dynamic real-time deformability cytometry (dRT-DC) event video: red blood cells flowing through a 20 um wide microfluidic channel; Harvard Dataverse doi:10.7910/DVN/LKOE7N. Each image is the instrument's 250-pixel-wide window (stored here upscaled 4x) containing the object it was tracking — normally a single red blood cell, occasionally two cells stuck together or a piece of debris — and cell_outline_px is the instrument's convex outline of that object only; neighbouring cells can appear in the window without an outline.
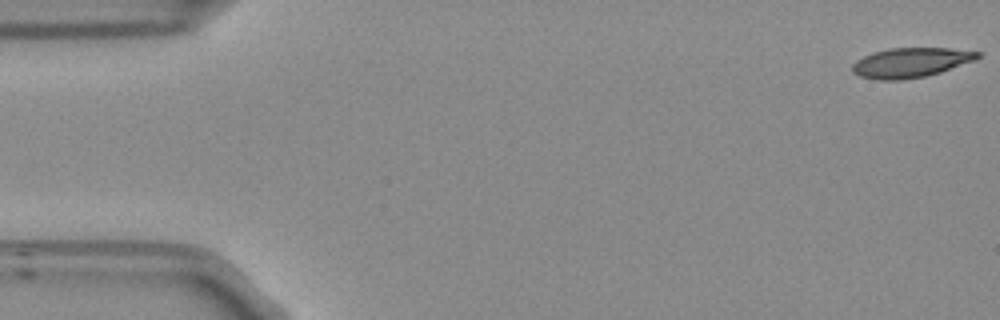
{"species": "Egyptian fruit bat (a non-hibernating species)", "species_latin": "Rousettus aegyptiacus", "temperature_condition": "room temperature", "stored_images_in_passage": 53, "camera_frame_rate_fps": 3000, "um_per_image_px": 0.085, "frame": {"image": 1, "passage_image": 1, "time_ms": 0.0, "image_size_px": [1000, 320], "cell_outline_px": [[980, 56], [976, 60], [940, 72], [924, 76], [900, 80], [876, 80], [860, 76], [852, 72], [852, 64], [856, 60], [864, 56], [888, 48], [948, 48], [980, 52]], "centroid_in_image_um": [77.4, 5.32], "position_along_channel_um": 7.6, "area_um2": 21.56}}
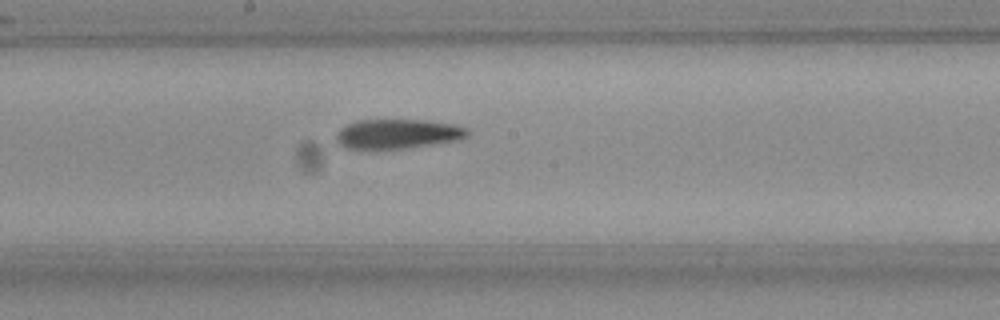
{"frame": {"image": 2, "passage_image": 28, "time_ms": 9.0, "image_size_px": [1000, 320], "cell_outline_px": [[472, 132], [468, 136], [460, 140], [412, 148], [376, 152], [344, 148], [336, 144], [336, 132], [340, 128], [356, 120], [428, 120], [460, 124], [468, 128]], "centroid_in_image_um": [33.81, 11.42], "position_along_channel_um": 214.4, "area_um2": 24.16}}
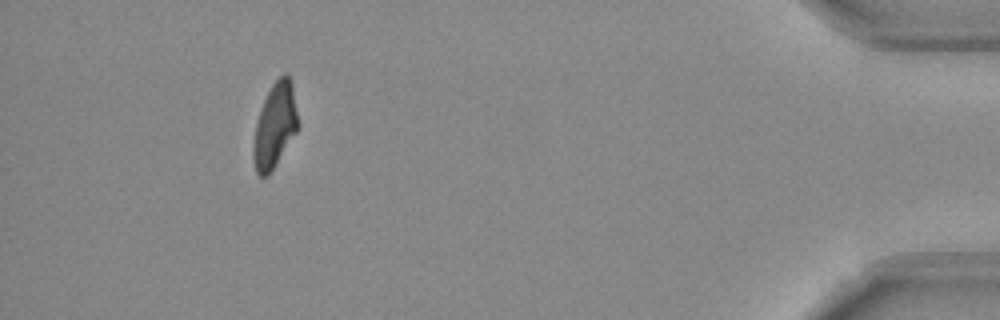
{"frame": {"image": 3, "passage_image": 49, "time_ms": 16.0, "image_size_px": [1000, 320], "cell_outline_px": [[300, 124], [296, 132], [276, 164], [268, 176], [260, 176], [256, 172], [252, 156], [252, 144], [256, 120], [264, 100], [272, 84], [284, 72], [288, 72], [292, 80]], "centroid_in_image_um": [23.37, 10.64], "position_along_channel_um": 411.8, "area_um2": 22.43}, "authors_computed_cell_mechanics": {"area_um2": 23.12, "velocity_mm_per_s": 3.7758, "shape_relaxation_time_tau1_ms": 8.0121, "shape_relaxation_time_tau2_ms": 3.7976, "deformation_change_tau1": 0.2371, "deformation_change_tau2": 0.1251}}